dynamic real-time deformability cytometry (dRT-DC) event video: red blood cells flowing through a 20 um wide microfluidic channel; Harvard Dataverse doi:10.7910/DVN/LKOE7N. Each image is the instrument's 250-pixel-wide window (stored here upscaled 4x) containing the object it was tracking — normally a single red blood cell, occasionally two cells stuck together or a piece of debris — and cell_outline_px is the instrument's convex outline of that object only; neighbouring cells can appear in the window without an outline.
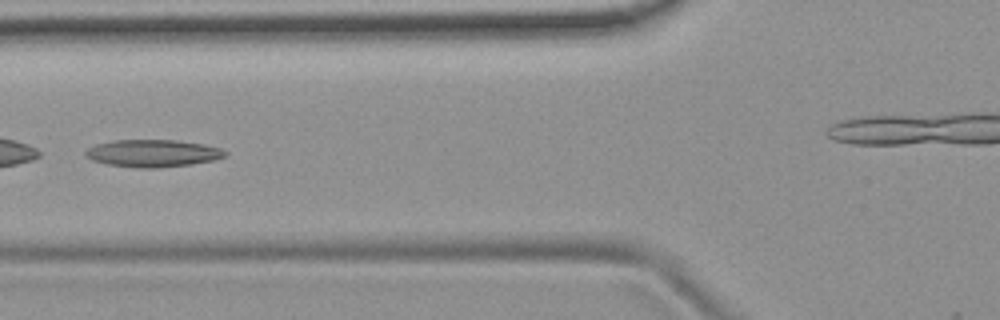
{"species": "common noctule bat (a hibernating species)", "species_latin": "Nyctalus noctula", "temperature_condition": "room temperature", "stored_images_in_passage": 45, "camera_frame_rate_fps": 3000, "um_per_image_px": 0.085, "animal": {"sex": "female", "body_mass_g": 19.9}, "frame": {"image": 1, "passage_image": 20, "time_ms": 6.333, "image_size_px": [1000, 320], "cell_outline_px": [[228, 152], [224, 156], [212, 160], [192, 164], [160, 168], [140, 168], [108, 164], [92, 160], [84, 156], [84, 152], [88, 148], [96, 144], [116, 140], [176, 140], [204, 144], [220, 148]], "centroid_in_image_um": [12.97, 13.03], "position_along_channel_um": 112.8, "area_um2": 22.2}}